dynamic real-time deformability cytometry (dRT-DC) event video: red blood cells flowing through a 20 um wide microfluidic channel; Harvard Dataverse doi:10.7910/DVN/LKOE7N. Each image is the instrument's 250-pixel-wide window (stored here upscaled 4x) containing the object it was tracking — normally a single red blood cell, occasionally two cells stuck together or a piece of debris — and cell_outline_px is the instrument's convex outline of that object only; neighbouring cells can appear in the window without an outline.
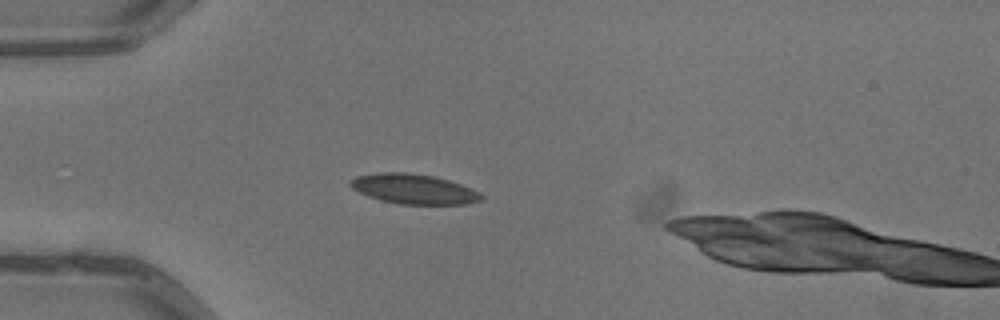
{"species": "common noctule bat (a hibernating species)", "species_latin": "Nyctalus noctula", "temperature_condition": "warm", "stored_images_in_passage": 3, "camera_frame_rate_fps": 3000, "um_per_image_px": 0.085, "animal": {"sex": "male", "body_mass_g": 13.3}, "frame": {"image": 1, "passage_image": 2, "time_ms": 0.333, "image_size_px": [1000, 320], "cell_outline_px": [[484, 196], [480, 200], [468, 204], [400, 204], [380, 200], [368, 196], [352, 188], [348, 184], [356, 176], [376, 172], [404, 172], [432, 176], [448, 180], [460, 184], [480, 192]], "centroid_in_image_um": [35.16, 16.06], "position_along_channel_um": 49.8, "area_um2": 22.72}}